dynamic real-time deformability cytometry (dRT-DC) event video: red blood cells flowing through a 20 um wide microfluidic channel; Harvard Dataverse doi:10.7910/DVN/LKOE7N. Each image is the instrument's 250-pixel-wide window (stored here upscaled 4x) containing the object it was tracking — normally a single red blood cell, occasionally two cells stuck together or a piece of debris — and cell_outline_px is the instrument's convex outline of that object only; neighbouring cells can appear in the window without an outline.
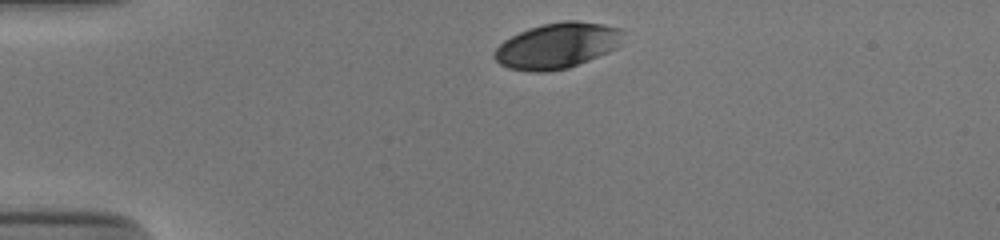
{"species": "human", "species_latin": "Homo sapiens", "temperature_condition": "cold", "stored_images_in_passage": 33, "camera_frame_rate_fps": 3000, "um_per_image_px": 0.085, "donor": {"sex": "male"}, "frame": {"image": 1, "passage_image": 1, "time_ms": 0.0, "image_size_px": [1000, 240], "cell_outline_px": [[624, 28], [620, 44], [616, 48], [608, 52], [568, 68], [548, 72], [532, 72], [508, 68], [500, 64], [492, 56], [492, 52], [504, 40], [528, 28], [560, 20], [576, 20], [604, 24]], "centroid_in_image_um": [47.36, 3.87], "position_along_channel_um": 37.6, "area_um2": 34.51}}
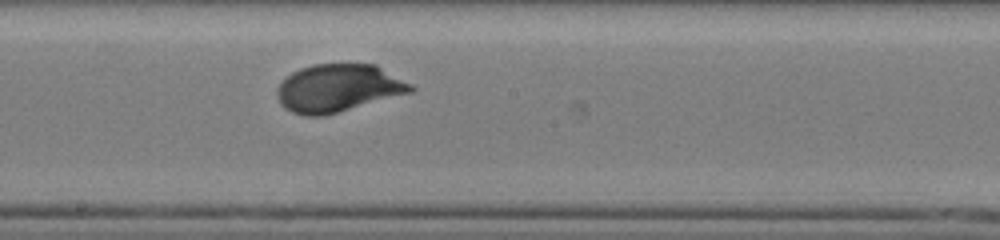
{"frame": {"image": 2, "passage_image": 19, "time_ms": 6.0, "image_size_px": [1000, 240], "cell_outline_px": [[416, 88], [412, 92], [336, 112], [320, 116], [304, 116], [292, 112], [284, 108], [280, 104], [276, 96], [276, 88], [292, 72], [300, 68], [312, 64], [376, 64], [412, 84]], "centroid_in_image_um": [28.73, 7.48], "position_along_channel_um": 219.5, "area_um2": 37.05}}
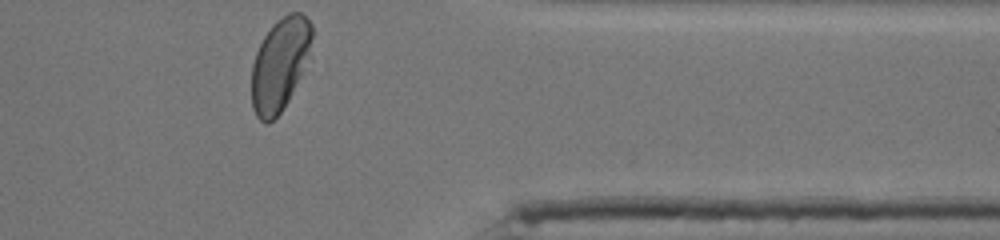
{"frame": {"image": 3, "passage_image": 33, "time_ms": 10.667, "image_size_px": [1000, 240], "cell_outline_px": [[312, 36], [308, 56], [304, 72], [288, 100], [280, 112], [268, 124], [264, 124], [256, 116], [252, 108], [252, 64], [256, 52], [264, 36], [272, 24], [276, 20], [288, 12], [300, 12], [312, 24]], "centroid_in_image_um": [23.78, 5.47], "position_along_channel_um": 387.6, "area_um2": 32.66}, "authors_computed_cell_mechanics": {"area_um2": 36.5296, "velocity_mm_per_s": 3.8334, "shape_relaxation_time_tau1_ms": 2.8474, "shape_relaxation_time_tau2_ms": null, "deformation_change_tau1": 0.1546, "deformation_change_tau2": null}}